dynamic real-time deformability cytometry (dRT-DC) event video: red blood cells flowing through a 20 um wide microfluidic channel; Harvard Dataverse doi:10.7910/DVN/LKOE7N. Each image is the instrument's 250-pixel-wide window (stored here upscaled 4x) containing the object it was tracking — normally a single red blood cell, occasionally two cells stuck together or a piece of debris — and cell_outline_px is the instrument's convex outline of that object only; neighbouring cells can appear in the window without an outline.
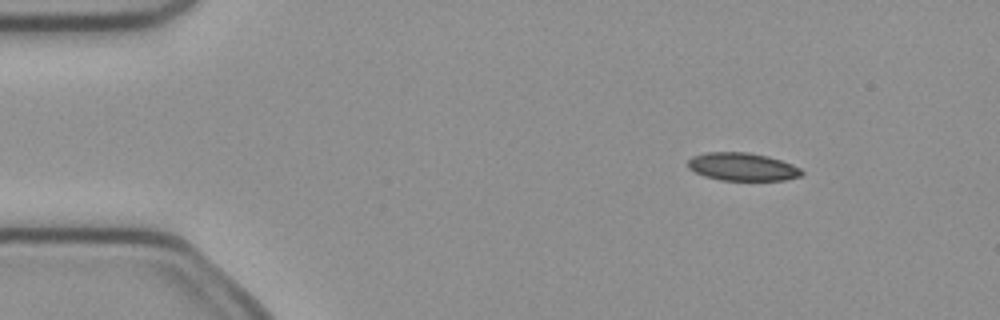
{"species": "common noctule bat (a hibernating species)", "species_latin": "Nyctalus noctula", "temperature_condition": "cold", "stored_images_in_passage": 5, "camera_frame_rate_fps": 3000, "um_per_image_px": 0.085, "animal": {"sex": "female", "body_mass_g": 21.9}, "frame": {"image": 1, "passage_image": 2, "time_ms": 0.333, "image_size_px": [1000, 320], "cell_outline_px": [[804, 172], [800, 176], [784, 180], [720, 180], [704, 176], [688, 168], [688, 160], [692, 156], [708, 152], [748, 152], [768, 156], [792, 164], [800, 168]], "centroid_in_image_um": [63.1, 14.17], "position_along_channel_um": 21.9, "area_um2": 18.5}}